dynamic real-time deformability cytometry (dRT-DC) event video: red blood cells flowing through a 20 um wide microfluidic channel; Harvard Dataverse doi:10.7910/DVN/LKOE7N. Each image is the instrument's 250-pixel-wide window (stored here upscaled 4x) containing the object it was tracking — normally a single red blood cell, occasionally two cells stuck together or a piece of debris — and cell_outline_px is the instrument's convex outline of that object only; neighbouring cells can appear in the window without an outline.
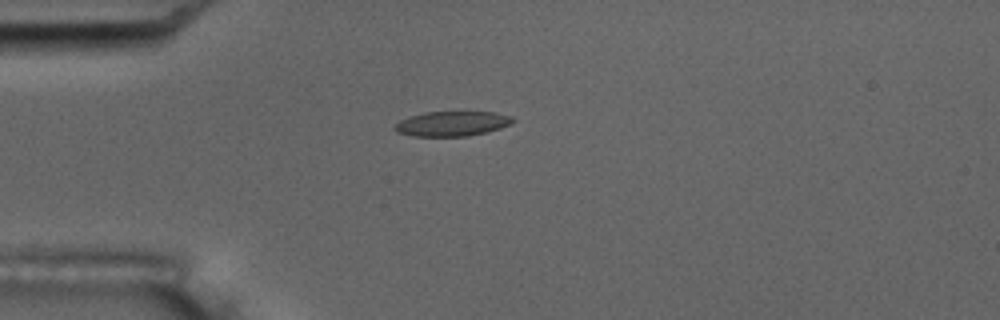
{"species": "common noctule bat (a hibernating species)", "species_latin": "Nyctalus noctula", "temperature_condition": "room temperature", "stored_images_in_passage": 13, "camera_frame_rate_fps": 3000, "um_per_image_px": 0.085, "animal": {"sex": "male", "body_mass_g": 17.5, "forearm_length_mm": 52.3}, "frame": {"image": 1, "passage_image": 1, "time_ms": 0.0, "image_size_px": [1000, 320], "cell_outline_px": [[516, 120], [512, 124], [488, 132], [468, 136], [412, 136], [396, 132], [392, 128], [400, 120], [408, 116], [424, 112], [496, 112], [512, 116]], "centroid_in_image_um": [38.44, 10.51], "position_along_channel_um": 46.6, "area_um2": 17.34}, "authors_computed_cell_mechanics": {"area_um2": 17.34, "velocity_mm_per_s": 3.5294, "shape_relaxation_time_tau1_ms": 8.2273, "shape_relaxation_time_tau2_ms": 3.4292, "deformation_change_tau1": 0.1987, "deformation_change_tau2": 0.0722}}